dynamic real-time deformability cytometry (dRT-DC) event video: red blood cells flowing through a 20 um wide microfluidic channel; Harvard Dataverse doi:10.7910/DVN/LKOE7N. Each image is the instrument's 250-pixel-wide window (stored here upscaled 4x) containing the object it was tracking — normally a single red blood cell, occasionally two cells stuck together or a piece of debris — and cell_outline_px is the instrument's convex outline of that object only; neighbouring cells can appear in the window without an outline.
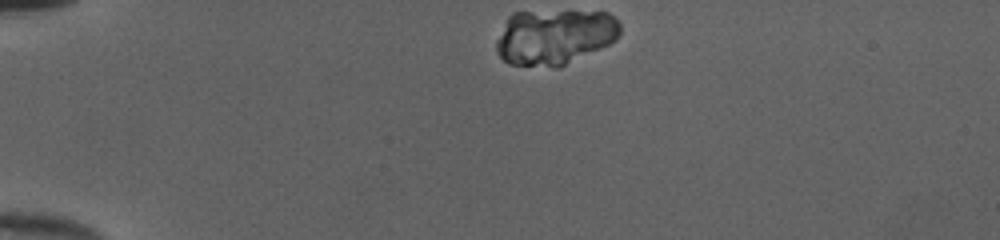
{"species": "human", "species_latin": "Homo sapiens", "temperature_condition": "cold", "stored_images_in_passage": 36, "camera_frame_rate_fps": 3000, "um_per_image_px": 0.085, "donor": {"sex": "female"}, "frame": {"image": 1, "passage_image": 1, "time_ms": 0.0, "image_size_px": [1000, 240], "cell_outline_px": [[620, 32], [608, 44], [560, 68], [556, 68], [508, 64], [496, 52], [496, 40], [508, 16], [512, 12], [608, 12], [620, 24]], "centroid_in_image_um": [47.08, 3.16], "position_along_channel_um": 37.9, "area_um2": 39.88}}
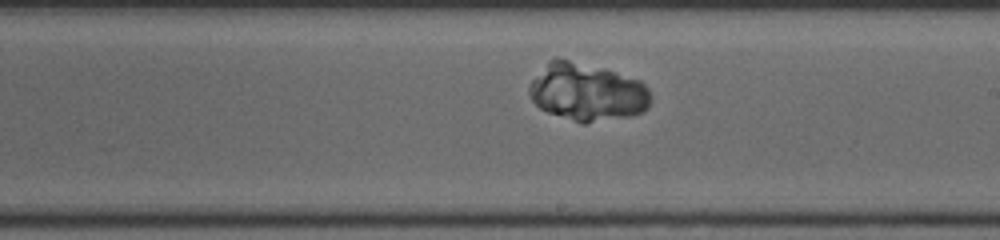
{"frame": {"image": 2, "passage_image": 21, "time_ms": 6.667, "image_size_px": [1000, 240], "cell_outline_px": [[652, 96], [648, 108], [644, 112], [628, 116], [584, 124], [580, 124], [548, 112], [540, 108], [532, 100], [528, 92], [528, 88], [532, 80], [556, 56], [640, 80], [648, 88]], "centroid_in_image_um": [49.92, 7.87], "position_along_channel_um": 239.1, "area_um2": 40.46}}
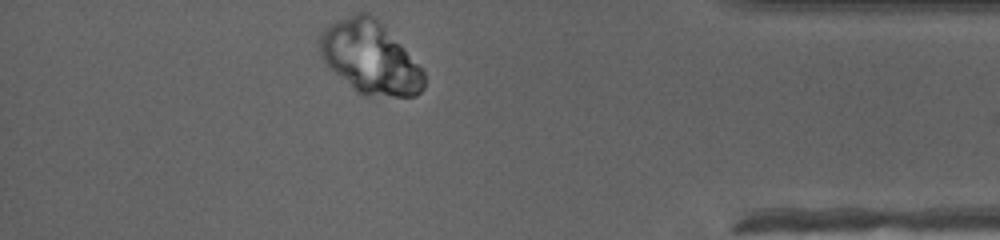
{"frame": {"image": 3, "passage_image": 36, "time_ms": 11.667, "image_size_px": [1000, 240], "cell_outline_px": [[424, 88], [416, 96], [368, 96], [360, 92], [336, 72], [320, 56], [316, 48], [316, 40], [320, 32], [328, 24], [336, 20], [356, 12], [368, 12], [376, 16], [380, 20], [424, 72]], "centroid_in_image_um": [31.42, 4.83], "position_along_channel_um": 403.8, "area_um2": 43.93}, "authors_computed_cell_mechanics": {"area_um2": 40.5178, "velocity_mm_per_s": 3.871, "shape_relaxation_time_tau1_ms": 8.1063, "shape_relaxation_time_tau2_ms": null, "deformation_change_tau1": 0.0574, "deformation_change_tau2": null}}